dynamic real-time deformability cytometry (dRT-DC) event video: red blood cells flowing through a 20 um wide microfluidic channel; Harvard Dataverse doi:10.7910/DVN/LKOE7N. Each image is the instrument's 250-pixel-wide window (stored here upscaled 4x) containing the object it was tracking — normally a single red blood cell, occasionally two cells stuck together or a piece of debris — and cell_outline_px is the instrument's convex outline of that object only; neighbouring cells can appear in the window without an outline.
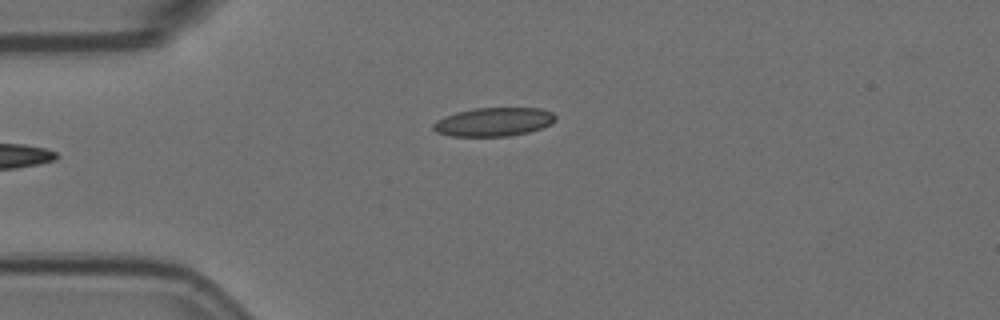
{"species": "Egyptian fruit bat (a non-hibernating species)", "species_latin": "Rousettus aegyptiacus", "temperature_condition": "room temperature", "stored_images_in_passage": 4, "camera_frame_rate_fps": 3000, "um_per_image_px": 0.085, "animal": {"sex": "female"}, "frame": {"image": 1, "passage_image": 4, "time_ms": 1.0, "image_size_px": [1000, 320], "cell_outline_px": [[556, 120], [552, 124], [544, 128], [512, 136], [452, 136], [436, 132], [432, 128], [432, 124], [436, 120], [444, 116], [456, 112], [472, 108], [540, 108], [552, 112], [556, 116]], "centroid_in_image_um": [41.98, 10.36], "position_along_channel_um": 43.0, "area_um2": 20.69}}